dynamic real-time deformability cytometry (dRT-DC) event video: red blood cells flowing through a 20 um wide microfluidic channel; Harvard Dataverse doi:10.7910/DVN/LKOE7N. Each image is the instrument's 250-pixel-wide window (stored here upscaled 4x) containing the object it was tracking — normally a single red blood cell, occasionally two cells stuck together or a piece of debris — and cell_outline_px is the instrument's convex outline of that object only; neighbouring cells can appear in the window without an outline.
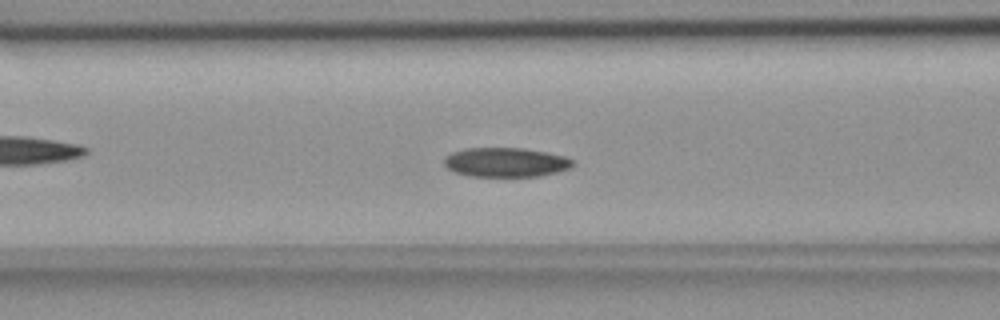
{"species": "common noctule bat (a hibernating species)", "species_latin": "Nyctalus noctula", "temperature_condition": "room temperature", "stored_images_in_passage": 55, "camera_frame_rate_fps": 3000, "um_per_image_px": 0.085, "animal": {"sex": "female", "body_mass_g": 18.4}, "frame": {"image": 1, "passage_image": 22, "time_ms": 7.0, "image_size_px": [1000, 320], "cell_outline_px": [[576, 164], [572, 168], [540, 176], [468, 176], [456, 172], [448, 168], [444, 164], [444, 156], [452, 152], [464, 148], [524, 148], [564, 156], [576, 160]], "centroid_in_image_um": [43.02, 13.79], "position_along_channel_um": 123.6, "area_um2": 22.14}}
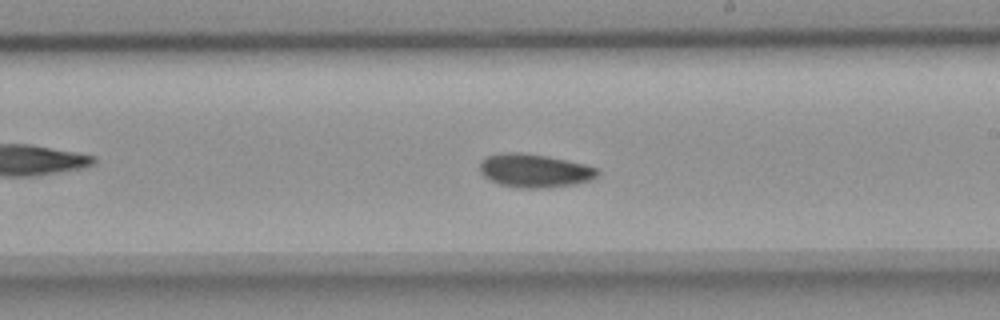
{"frame": {"image": 2, "passage_image": 32, "time_ms": 10.333, "image_size_px": [1000, 320], "cell_outline_px": [[600, 172], [592, 180], [576, 184], [544, 188], [516, 188], [500, 184], [488, 180], [480, 172], [480, 160], [488, 156], [504, 152], [520, 152], [544, 156], [584, 164], [596, 168]], "centroid_in_image_um": [45.41, 14.52], "position_along_channel_um": 243.6, "area_um2": 22.95}}
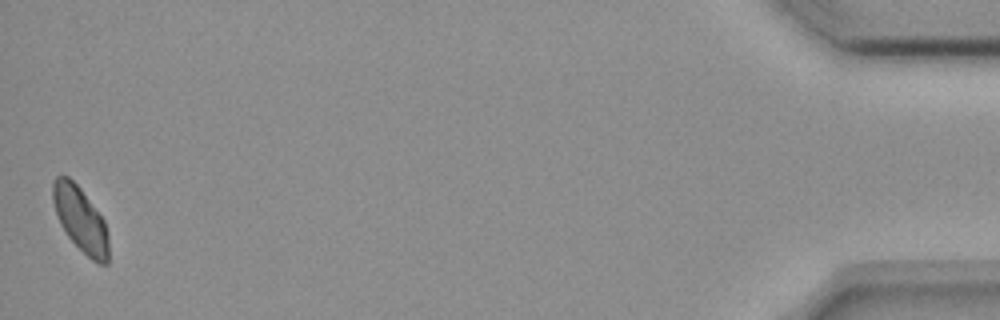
{"frame": {"image": 3, "passage_image": 55, "time_ms": 18.0, "image_size_px": [1000, 320], "cell_outline_px": [[108, 264], [96, 264], [68, 236], [60, 224], [52, 200], [52, 184], [56, 176], [68, 176], [80, 188], [104, 220], [108, 232]], "centroid_in_image_um": [6.84, 18.65], "position_along_channel_um": 428.4, "area_um2": 20.87}, "authors_computed_cell_mechanics": {"area_um2": 22.1374, "velocity_mm_per_s": 3.6145, "shape_relaxation_time_tau1_ms": 9.2131, "shape_relaxation_time_tau2_ms": null, "deformation_change_tau1": 0.1527, "deformation_change_tau2": null}}